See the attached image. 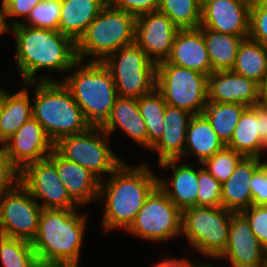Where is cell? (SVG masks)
<instances>
[{
    "instance_id": "cell-13",
    "label": "cell",
    "mask_w": 267,
    "mask_h": 267,
    "mask_svg": "<svg viewBox=\"0 0 267 267\" xmlns=\"http://www.w3.org/2000/svg\"><path fill=\"white\" fill-rule=\"evenodd\" d=\"M19 182L37 202H43L40 205L42 209L79 208L68 194L58 176L55 163L49 157L27 165L20 172Z\"/></svg>"
},
{
    "instance_id": "cell-53",
    "label": "cell",
    "mask_w": 267,
    "mask_h": 267,
    "mask_svg": "<svg viewBox=\"0 0 267 267\" xmlns=\"http://www.w3.org/2000/svg\"><path fill=\"white\" fill-rule=\"evenodd\" d=\"M201 267H215V266H212L211 264H202Z\"/></svg>"
},
{
    "instance_id": "cell-54",
    "label": "cell",
    "mask_w": 267,
    "mask_h": 267,
    "mask_svg": "<svg viewBox=\"0 0 267 267\" xmlns=\"http://www.w3.org/2000/svg\"><path fill=\"white\" fill-rule=\"evenodd\" d=\"M40 267H50V265H40Z\"/></svg>"
},
{
    "instance_id": "cell-5",
    "label": "cell",
    "mask_w": 267,
    "mask_h": 267,
    "mask_svg": "<svg viewBox=\"0 0 267 267\" xmlns=\"http://www.w3.org/2000/svg\"><path fill=\"white\" fill-rule=\"evenodd\" d=\"M74 74L62 82L82 110L91 126H101L109 117L118 97L109 69L102 62L81 64Z\"/></svg>"
},
{
    "instance_id": "cell-51",
    "label": "cell",
    "mask_w": 267,
    "mask_h": 267,
    "mask_svg": "<svg viewBox=\"0 0 267 267\" xmlns=\"http://www.w3.org/2000/svg\"><path fill=\"white\" fill-rule=\"evenodd\" d=\"M5 92H6V91H4V90H2V89L0 88V107H1V104H2V101H3V98H4V96H5Z\"/></svg>"
},
{
    "instance_id": "cell-4",
    "label": "cell",
    "mask_w": 267,
    "mask_h": 267,
    "mask_svg": "<svg viewBox=\"0 0 267 267\" xmlns=\"http://www.w3.org/2000/svg\"><path fill=\"white\" fill-rule=\"evenodd\" d=\"M32 115L55 144L60 138L85 132L91 125L63 82L36 81Z\"/></svg>"
},
{
    "instance_id": "cell-47",
    "label": "cell",
    "mask_w": 267,
    "mask_h": 267,
    "mask_svg": "<svg viewBox=\"0 0 267 267\" xmlns=\"http://www.w3.org/2000/svg\"><path fill=\"white\" fill-rule=\"evenodd\" d=\"M9 31L8 24L4 19V1L2 0V4L0 3V35Z\"/></svg>"
},
{
    "instance_id": "cell-2",
    "label": "cell",
    "mask_w": 267,
    "mask_h": 267,
    "mask_svg": "<svg viewBox=\"0 0 267 267\" xmlns=\"http://www.w3.org/2000/svg\"><path fill=\"white\" fill-rule=\"evenodd\" d=\"M131 168L123 162L105 183L100 181L98 199L106 201L102 220L106 231L117 228L126 231L158 187L159 177L154 176L146 164Z\"/></svg>"
},
{
    "instance_id": "cell-14",
    "label": "cell",
    "mask_w": 267,
    "mask_h": 267,
    "mask_svg": "<svg viewBox=\"0 0 267 267\" xmlns=\"http://www.w3.org/2000/svg\"><path fill=\"white\" fill-rule=\"evenodd\" d=\"M5 156L21 172L27 165L47 158L54 143L33 117L25 122L2 146Z\"/></svg>"
},
{
    "instance_id": "cell-28",
    "label": "cell",
    "mask_w": 267,
    "mask_h": 267,
    "mask_svg": "<svg viewBox=\"0 0 267 267\" xmlns=\"http://www.w3.org/2000/svg\"><path fill=\"white\" fill-rule=\"evenodd\" d=\"M263 140L260 137L259 112L252 106L247 107L240 116L228 148L243 157L260 156Z\"/></svg>"
},
{
    "instance_id": "cell-36",
    "label": "cell",
    "mask_w": 267,
    "mask_h": 267,
    "mask_svg": "<svg viewBox=\"0 0 267 267\" xmlns=\"http://www.w3.org/2000/svg\"><path fill=\"white\" fill-rule=\"evenodd\" d=\"M243 156L235 150L225 146L201 165L221 184L233 174L237 164Z\"/></svg>"
},
{
    "instance_id": "cell-45",
    "label": "cell",
    "mask_w": 267,
    "mask_h": 267,
    "mask_svg": "<svg viewBox=\"0 0 267 267\" xmlns=\"http://www.w3.org/2000/svg\"><path fill=\"white\" fill-rule=\"evenodd\" d=\"M202 264H192L189 260L187 259H166L164 261H161L157 264H155L154 267H201Z\"/></svg>"
},
{
    "instance_id": "cell-34",
    "label": "cell",
    "mask_w": 267,
    "mask_h": 267,
    "mask_svg": "<svg viewBox=\"0 0 267 267\" xmlns=\"http://www.w3.org/2000/svg\"><path fill=\"white\" fill-rule=\"evenodd\" d=\"M0 259L3 267H40L31 242L0 235Z\"/></svg>"
},
{
    "instance_id": "cell-35",
    "label": "cell",
    "mask_w": 267,
    "mask_h": 267,
    "mask_svg": "<svg viewBox=\"0 0 267 267\" xmlns=\"http://www.w3.org/2000/svg\"><path fill=\"white\" fill-rule=\"evenodd\" d=\"M60 11L61 0H43L31 10V13L27 18L29 24L12 19L8 28L21 23L34 28L59 31Z\"/></svg>"
},
{
    "instance_id": "cell-33",
    "label": "cell",
    "mask_w": 267,
    "mask_h": 267,
    "mask_svg": "<svg viewBox=\"0 0 267 267\" xmlns=\"http://www.w3.org/2000/svg\"><path fill=\"white\" fill-rule=\"evenodd\" d=\"M201 8V0H160L158 11L178 29H196L201 25Z\"/></svg>"
},
{
    "instance_id": "cell-12",
    "label": "cell",
    "mask_w": 267,
    "mask_h": 267,
    "mask_svg": "<svg viewBox=\"0 0 267 267\" xmlns=\"http://www.w3.org/2000/svg\"><path fill=\"white\" fill-rule=\"evenodd\" d=\"M41 212L40 203L18 182L0 197V235L32 242Z\"/></svg>"
},
{
    "instance_id": "cell-25",
    "label": "cell",
    "mask_w": 267,
    "mask_h": 267,
    "mask_svg": "<svg viewBox=\"0 0 267 267\" xmlns=\"http://www.w3.org/2000/svg\"><path fill=\"white\" fill-rule=\"evenodd\" d=\"M107 3L108 0H61L59 31L77 42Z\"/></svg>"
},
{
    "instance_id": "cell-16",
    "label": "cell",
    "mask_w": 267,
    "mask_h": 267,
    "mask_svg": "<svg viewBox=\"0 0 267 267\" xmlns=\"http://www.w3.org/2000/svg\"><path fill=\"white\" fill-rule=\"evenodd\" d=\"M250 0H203L201 28L249 37Z\"/></svg>"
},
{
    "instance_id": "cell-39",
    "label": "cell",
    "mask_w": 267,
    "mask_h": 267,
    "mask_svg": "<svg viewBox=\"0 0 267 267\" xmlns=\"http://www.w3.org/2000/svg\"><path fill=\"white\" fill-rule=\"evenodd\" d=\"M249 38L267 47V16L255 1L250 6Z\"/></svg>"
},
{
    "instance_id": "cell-22",
    "label": "cell",
    "mask_w": 267,
    "mask_h": 267,
    "mask_svg": "<svg viewBox=\"0 0 267 267\" xmlns=\"http://www.w3.org/2000/svg\"><path fill=\"white\" fill-rule=\"evenodd\" d=\"M262 165L259 158L243 157L233 174L222 183V207L232 212H241L252 205L251 177Z\"/></svg>"
},
{
    "instance_id": "cell-1",
    "label": "cell",
    "mask_w": 267,
    "mask_h": 267,
    "mask_svg": "<svg viewBox=\"0 0 267 267\" xmlns=\"http://www.w3.org/2000/svg\"><path fill=\"white\" fill-rule=\"evenodd\" d=\"M16 39L15 59L24 83L54 81L53 77H36L40 69L71 71L78 67L76 42L60 31L34 28L21 23L9 28ZM38 78V79H37Z\"/></svg>"
},
{
    "instance_id": "cell-40",
    "label": "cell",
    "mask_w": 267,
    "mask_h": 267,
    "mask_svg": "<svg viewBox=\"0 0 267 267\" xmlns=\"http://www.w3.org/2000/svg\"><path fill=\"white\" fill-rule=\"evenodd\" d=\"M117 9L138 17L145 13L158 11L160 0H108Z\"/></svg>"
},
{
    "instance_id": "cell-20",
    "label": "cell",
    "mask_w": 267,
    "mask_h": 267,
    "mask_svg": "<svg viewBox=\"0 0 267 267\" xmlns=\"http://www.w3.org/2000/svg\"><path fill=\"white\" fill-rule=\"evenodd\" d=\"M166 61L207 76L212 73L202 28L179 29L173 41L171 54Z\"/></svg>"
},
{
    "instance_id": "cell-19",
    "label": "cell",
    "mask_w": 267,
    "mask_h": 267,
    "mask_svg": "<svg viewBox=\"0 0 267 267\" xmlns=\"http://www.w3.org/2000/svg\"><path fill=\"white\" fill-rule=\"evenodd\" d=\"M70 197L80 206L98 200L100 180L87 168L62 157L55 149L48 156Z\"/></svg>"
},
{
    "instance_id": "cell-32",
    "label": "cell",
    "mask_w": 267,
    "mask_h": 267,
    "mask_svg": "<svg viewBox=\"0 0 267 267\" xmlns=\"http://www.w3.org/2000/svg\"><path fill=\"white\" fill-rule=\"evenodd\" d=\"M166 106L165 99L156 88L151 93L138 98L139 111L147 127L149 149L163 134Z\"/></svg>"
},
{
    "instance_id": "cell-29",
    "label": "cell",
    "mask_w": 267,
    "mask_h": 267,
    "mask_svg": "<svg viewBox=\"0 0 267 267\" xmlns=\"http://www.w3.org/2000/svg\"><path fill=\"white\" fill-rule=\"evenodd\" d=\"M203 39L213 71L232 70L244 38L202 28Z\"/></svg>"
},
{
    "instance_id": "cell-7",
    "label": "cell",
    "mask_w": 267,
    "mask_h": 267,
    "mask_svg": "<svg viewBox=\"0 0 267 267\" xmlns=\"http://www.w3.org/2000/svg\"><path fill=\"white\" fill-rule=\"evenodd\" d=\"M110 71L117 94L138 99L156 88V67L136 44L125 46L102 62Z\"/></svg>"
},
{
    "instance_id": "cell-43",
    "label": "cell",
    "mask_w": 267,
    "mask_h": 267,
    "mask_svg": "<svg viewBox=\"0 0 267 267\" xmlns=\"http://www.w3.org/2000/svg\"><path fill=\"white\" fill-rule=\"evenodd\" d=\"M4 1V19L6 17L24 16L25 19L31 13V10L43 0H3Z\"/></svg>"
},
{
    "instance_id": "cell-27",
    "label": "cell",
    "mask_w": 267,
    "mask_h": 267,
    "mask_svg": "<svg viewBox=\"0 0 267 267\" xmlns=\"http://www.w3.org/2000/svg\"><path fill=\"white\" fill-rule=\"evenodd\" d=\"M184 155L191 153L202 164L225 147L203 114L193 115L189 121ZM188 152V153H187Z\"/></svg>"
},
{
    "instance_id": "cell-26",
    "label": "cell",
    "mask_w": 267,
    "mask_h": 267,
    "mask_svg": "<svg viewBox=\"0 0 267 267\" xmlns=\"http://www.w3.org/2000/svg\"><path fill=\"white\" fill-rule=\"evenodd\" d=\"M21 91L10 94L5 92L0 107V143L4 144L32 115V105L27 92L31 82L24 83Z\"/></svg>"
},
{
    "instance_id": "cell-38",
    "label": "cell",
    "mask_w": 267,
    "mask_h": 267,
    "mask_svg": "<svg viewBox=\"0 0 267 267\" xmlns=\"http://www.w3.org/2000/svg\"><path fill=\"white\" fill-rule=\"evenodd\" d=\"M241 213L246 217L251 230L267 252V205H251Z\"/></svg>"
},
{
    "instance_id": "cell-21",
    "label": "cell",
    "mask_w": 267,
    "mask_h": 267,
    "mask_svg": "<svg viewBox=\"0 0 267 267\" xmlns=\"http://www.w3.org/2000/svg\"><path fill=\"white\" fill-rule=\"evenodd\" d=\"M179 161L180 159H171L159 163L161 168H171L173 176L171 182L158 178V186L183 211L186 208L197 207L198 170L191 165H178Z\"/></svg>"
},
{
    "instance_id": "cell-3",
    "label": "cell",
    "mask_w": 267,
    "mask_h": 267,
    "mask_svg": "<svg viewBox=\"0 0 267 267\" xmlns=\"http://www.w3.org/2000/svg\"><path fill=\"white\" fill-rule=\"evenodd\" d=\"M76 209H42L31 242L40 265H78L86 215Z\"/></svg>"
},
{
    "instance_id": "cell-49",
    "label": "cell",
    "mask_w": 267,
    "mask_h": 267,
    "mask_svg": "<svg viewBox=\"0 0 267 267\" xmlns=\"http://www.w3.org/2000/svg\"><path fill=\"white\" fill-rule=\"evenodd\" d=\"M255 2L264 10L266 11L267 16V0H255Z\"/></svg>"
},
{
    "instance_id": "cell-46",
    "label": "cell",
    "mask_w": 267,
    "mask_h": 267,
    "mask_svg": "<svg viewBox=\"0 0 267 267\" xmlns=\"http://www.w3.org/2000/svg\"><path fill=\"white\" fill-rule=\"evenodd\" d=\"M259 102L267 105V72L259 84Z\"/></svg>"
},
{
    "instance_id": "cell-44",
    "label": "cell",
    "mask_w": 267,
    "mask_h": 267,
    "mask_svg": "<svg viewBox=\"0 0 267 267\" xmlns=\"http://www.w3.org/2000/svg\"><path fill=\"white\" fill-rule=\"evenodd\" d=\"M253 107L259 112L260 137L263 140L267 136V105L257 102Z\"/></svg>"
},
{
    "instance_id": "cell-8",
    "label": "cell",
    "mask_w": 267,
    "mask_h": 267,
    "mask_svg": "<svg viewBox=\"0 0 267 267\" xmlns=\"http://www.w3.org/2000/svg\"><path fill=\"white\" fill-rule=\"evenodd\" d=\"M208 76L198 71L169 64H157L156 89L167 105L202 114L208 102Z\"/></svg>"
},
{
    "instance_id": "cell-23",
    "label": "cell",
    "mask_w": 267,
    "mask_h": 267,
    "mask_svg": "<svg viewBox=\"0 0 267 267\" xmlns=\"http://www.w3.org/2000/svg\"><path fill=\"white\" fill-rule=\"evenodd\" d=\"M192 116L184 109L166 106L163 134L150 148L159 152V163L183 157L187 127Z\"/></svg>"
},
{
    "instance_id": "cell-50",
    "label": "cell",
    "mask_w": 267,
    "mask_h": 267,
    "mask_svg": "<svg viewBox=\"0 0 267 267\" xmlns=\"http://www.w3.org/2000/svg\"><path fill=\"white\" fill-rule=\"evenodd\" d=\"M233 267H265V264H258V265H232Z\"/></svg>"
},
{
    "instance_id": "cell-24",
    "label": "cell",
    "mask_w": 267,
    "mask_h": 267,
    "mask_svg": "<svg viewBox=\"0 0 267 267\" xmlns=\"http://www.w3.org/2000/svg\"><path fill=\"white\" fill-rule=\"evenodd\" d=\"M100 127L108 135L120 128L129 138L148 148L147 127L139 111L138 99L118 96L109 117Z\"/></svg>"
},
{
    "instance_id": "cell-11",
    "label": "cell",
    "mask_w": 267,
    "mask_h": 267,
    "mask_svg": "<svg viewBox=\"0 0 267 267\" xmlns=\"http://www.w3.org/2000/svg\"><path fill=\"white\" fill-rule=\"evenodd\" d=\"M126 231L144 240L167 241L181 234L182 211L158 186Z\"/></svg>"
},
{
    "instance_id": "cell-48",
    "label": "cell",
    "mask_w": 267,
    "mask_h": 267,
    "mask_svg": "<svg viewBox=\"0 0 267 267\" xmlns=\"http://www.w3.org/2000/svg\"><path fill=\"white\" fill-rule=\"evenodd\" d=\"M263 150H267V136L263 139V142H262L260 156L258 157L260 161H261V155H262ZM262 164L267 165V161H263Z\"/></svg>"
},
{
    "instance_id": "cell-10",
    "label": "cell",
    "mask_w": 267,
    "mask_h": 267,
    "mask_svg": "<svg viewBox=\"0 0 267 267\" xmlns=\"http://www.w3.org/2000/svg\"><path fill=\"white\" fill-rule=\"evenodd\" d=\"M232 213L222 206L186 208L181 233L197 252L217 258L226 248Z\"/></svg>"
},
{
    "instance_id": "cell-15",
    "label": "cell",
    "mask_w": 267,
    "mask_h": 267,
    "mask_svg": "<svg viewBox=\"0 0 267 267\" xmlns=\"http://www.w3.org/2000/svg\"><path fill=\"white\" fill-rule=\"evenodd\" d=\"M178 30L166 14L145 13L136 17L135 43L157 65L169 58Z\"/></svg>"
},
{
    "instance_id": "cell-41",
    "label": "cell",
    "mask_w": 267,
    "mask_h": 267,
    "mask_svg": "<svg viewBox=\"0 0 267 267\" xmlns=\"http://www.w3.org/2000/svg\"><path fill=\"white\" fill-rule=\"evenodd\" d=\"M252 205H267V165H261L250 181Z\"/></svg>"
},
{
    "instance_id": "cell-30",
    "label": "cell",
    "mask_w": 267,
    "mask_h": 267,
    "mask_svg": "<svg viewBox=\"0 0 267 267\" xmlns=\"http://www.w3.org/2000/svg\"><path fill=\"white\" fill-rule=\"evenodd\" d=\"M232 71L260 84L267 72V47L249 37L243 39Z\"/></svg>"
},
{
    "instance_id": "cell-31",
    "label": "cell",
    "mask_w": 267,
    "mask_h": 267,
    "mask_svg": "<svg viewBox=\"0 0 267 267\" xmlns=\"http://www.w3.org/2000/svg\"><path fill=\"white\" fill-rule=\"evenodd\" d=\"M246 108L239 103L207 102L202 114L210 122L222 143L227 146L240 116Z\"/></svg>"
},
{
    "instance_id": "cell-52",
    "label": "cell",
    "mask_w": 267,
    "mask_h": 267,
    "mask_svg": "<svg viewBox=\"0 0 267 267\" xmlns=\"http://www.w3.org/2000/svg\"><path fill=\"white\" fill-rule=\"evenodd\" d=\"M50 267H79L77 265H50Z\"/></svg>"
},
{
    "instance_id": "cell-18",
    "label": "cell",
    "mask_w": 267,
    "mask_h": 267,
    "mask_svg": "<svg viewBox=\"0 0 267 267\" xmlns=\"http://www.w3.org/2000/svg\"><path fill=\"white\" fill-rule=\"evenodd\" d=\"M207 91L208 102L239 103L246 107L259 102V84L232 70L210 73Z\"/></svg>"
},
{
    "instance_id": "cell-17",
    "label": "cell",
    "mask_w": 267,
    "mask_h": 267,
    "mask_svg": "<svg viewBox=\"0 0 267 267\" xmlns=\"http://www.w3.org/2000/svg\"><path fill=\"white\" fill-rule=\"evenodd\" d=\"M217 258H227L231 265L265 264L267 252L241 212H233L225 250Z\"/></svg>"
},
{
    "instance_id": "cell-42",
    "label": "cell",
    "mask_w": 267,
    "mask_h": 267,
    "mask_svg": "<svg viewBox=\"0 0 267 267\" xmlns=\"http://www.w3.org/2000/svg\"><path fill=\"white\" fill-rule=\"evenodd\" d=\"M20 172L12 165L0 147V197L10 191L18 182Z\"/></svg>"
},
{
    "instance_id": "cell-6",
    "label": "cell",
    "mask_w": 267,
    "mask_h": 267,
    "mask_svg": "<svg viewBox=\"0 0 267 267\" xmlns=\"http://www.w3.org/2000/svg\"><path fill=\"white\" fill-rule=\"evenodd\" d=\"M136 17L114 8L109 2L89 24L76 42V54L82 61L93 56L90 62H103L112 53L135 43Z\"/></svg>"
},
{
    "instance_id": "cell-37",
    "label": "cell",
    "mask_w": 267,
    "mask_h": 267,
    "mask_svg": "<svg viewBox=\"0 0 267 267\" xmlns=\"http://www.w3.org/2000/svg\"><path fill=\"white\" fill-rule=\"evenodd\" d=\"M221 186L206 168L198 169L197 207H221Z\"/></svg>"
},
{
    "instance_id": "cell-9",
    "label": "cell",
    "mask_w": 267,
    "mask_h": 267,
    "mask_svg": "<svg viewBox=\"0 0 267 267\" xmlns=\"http://www.w3.org/2000/svg\"><path fill=\"white\" fill-rule=\"evenodd\" d=\"M108 134L100 126H91L85 132L60 138L54 149L65 159L87 168L100 181L124 161L107 143Z\"/></svg>"
}]
</instances>
